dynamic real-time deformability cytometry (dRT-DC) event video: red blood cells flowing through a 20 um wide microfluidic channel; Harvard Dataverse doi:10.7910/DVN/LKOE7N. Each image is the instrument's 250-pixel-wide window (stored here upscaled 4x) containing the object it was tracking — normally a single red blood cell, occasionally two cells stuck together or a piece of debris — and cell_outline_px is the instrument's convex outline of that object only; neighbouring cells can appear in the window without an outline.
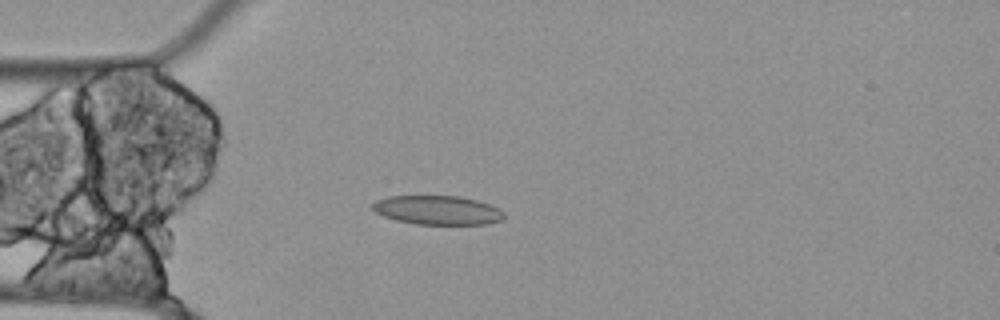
{"species": "Egyptian fruit bat (a non-hibernating species)", "species_latin": "Rousettus aegyptiacus", "temperature_condition": "cold", "stored_images_in_passage": 56, "camera_frame_rate_fps": 3000, "um_per_image_px": 0.085, "animal": {"sex": "female"}, "frame": {"image": 1, "passage_image": 15, "time_ms": 4.667, "image_size_px": [1000, 320], "cell_outline_px": [[504, 216], [500, 220], [488, 224], [416, 224], [396, 220], [384, 216], [376, 212], [372, 208], [372, 204], [376, 200], [388, 196], [460, 196], [476, 200], [500, 208], [504, 212]], "centroid_in_image_um": [37.19, 17.86], "position_along_channel_um": 47.8, "area_um2": 22.2}}
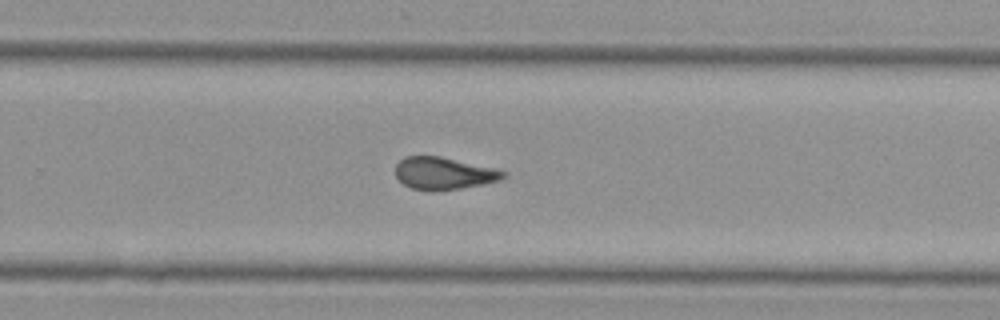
{"frame": {"image": 2, "passage_image": 36, "time_ms": 11.667, "image_size_px": [1000, 320], "cell_outline_px": [[508, 176], [500, 180], [484, 184], [460, 188], [412, 188], [404, 184], [396, 176], [396, 164], [404, 156], [440, 156], [496, 168], [508, 172]], "centroid_in_image_um": [37.79, 14.69], "position_along_channel_um": 292.0, "area_um2": 19.83}}
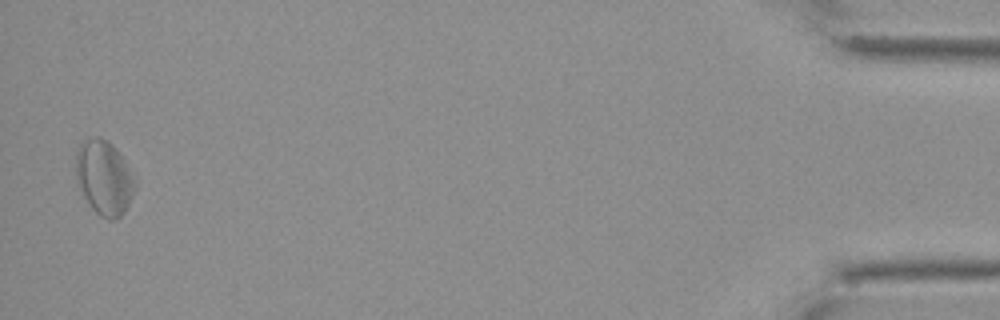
{"frame": {"image": 3, "passage_image": 55, "time_ms": 18.0, "image_size_px": [1000, 320], "cell_outline_px": [[136, 188], [124, 212], [116, 220], [108, 220], [100, 216], [92, 208], [84, 196], [76, 180], [76, 152], [80, 144], [92, 136], [100, 136], [108, 140], [116, 148], [124, 160], [136, 180]], "centroid_in_image_um": [8.85, 15.09], "position_along_channel_um": 426.3, "area_um2": 25.72}, "authors_computed_cell_mechanics": {"area_um2": 21.5305, "velocity_mm_per_s": 3.5116, "shape_relaxation_time_tau1_ms": null, "shape_relaxation_time_tau2_ms": 7.9091, "deformation_change_tau1": null, "deformation_change_tau2": 0.1365}}